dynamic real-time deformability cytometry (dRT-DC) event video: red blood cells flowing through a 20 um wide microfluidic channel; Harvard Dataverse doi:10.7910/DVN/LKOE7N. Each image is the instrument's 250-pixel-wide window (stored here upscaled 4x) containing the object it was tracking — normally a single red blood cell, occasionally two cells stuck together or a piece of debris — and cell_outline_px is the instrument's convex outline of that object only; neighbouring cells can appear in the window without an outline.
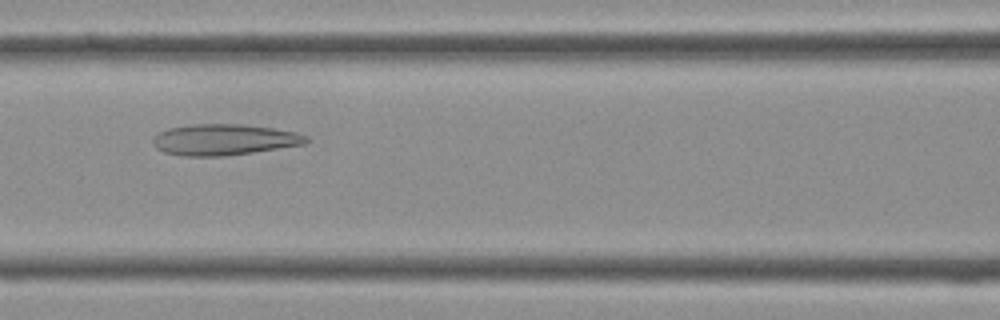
{"species": "Egyptian fruit bat (a non-hibernating species)", "species_latin": "Rousettus aegyptiacus", "temperature_condition": "cold", "stored_images_in_passage": 40, "camera_frame_rate_fps": 3000, "um_per_image_px": 0.085, "frame": {"image": 1, "passage_image": 17, "time_ms": 5.333, "image_size_px": [1000, 320], "cell_outline_px": [[308, 140], [304, 144], [252, 152], [224, 156], [184, 156], [164, 152], [156, 148], [152, 144], [152, 136], [168, 128], [192, 124], [244, 124], [272, 128], [296, 132], [308, 136]], "centroid_in_image_um": [19.0, 11.86], "position_along_channel_um": 147.6, "area_um2": 27.74}}
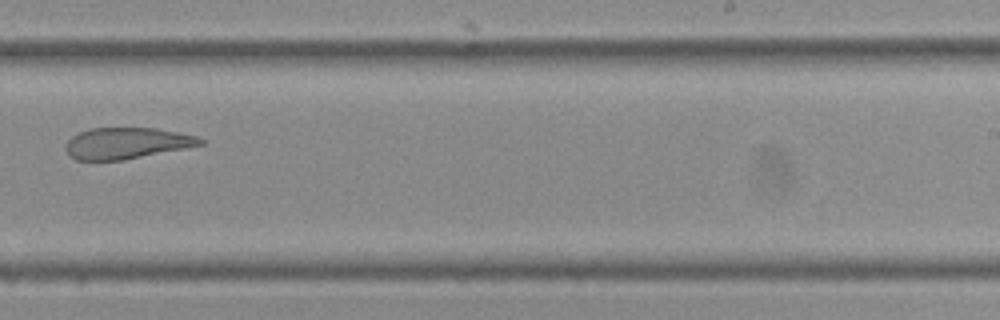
{"frame": {"image": 2, "passage_image": 25, "time_ms": 8.0, "image_size_px": [1000, 320], "cell_outline_px": [[204, 144], [188, 148], [124, 160], [76, 160], [68, 156], [68, 140], [72, 136], [88, 128], [156, 128], [196, 136], [204, 140]], "centroid_in_image_um": [10.79, 12.18], "position_along_channel_um": 278.2, "area_um2": 24.45}}
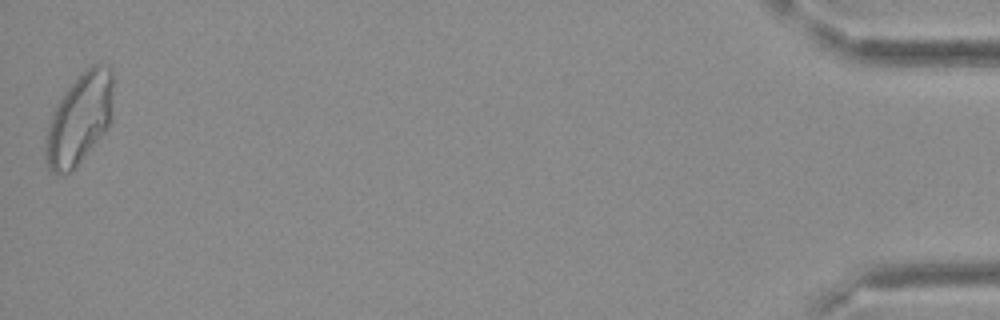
{"frame": {"image": 3, "passage_image": 40, "time_ms": 13.0, "image_size_px": [1000, 320], "cell_outline_px": [[112, 112], [108, 128], [76, 168], [72, 172], [60, 176], [52, 172], [48, 168], [44, 160], [44, 156], [48, 124], [52, 112], [60, 96], [88, 64], [100, 60], [108, 64], [112, 68]], "centroid_in_image_um": [6.75, 10.08], "position_along_channel_um": 428.5, "area_um2": 36.88}}